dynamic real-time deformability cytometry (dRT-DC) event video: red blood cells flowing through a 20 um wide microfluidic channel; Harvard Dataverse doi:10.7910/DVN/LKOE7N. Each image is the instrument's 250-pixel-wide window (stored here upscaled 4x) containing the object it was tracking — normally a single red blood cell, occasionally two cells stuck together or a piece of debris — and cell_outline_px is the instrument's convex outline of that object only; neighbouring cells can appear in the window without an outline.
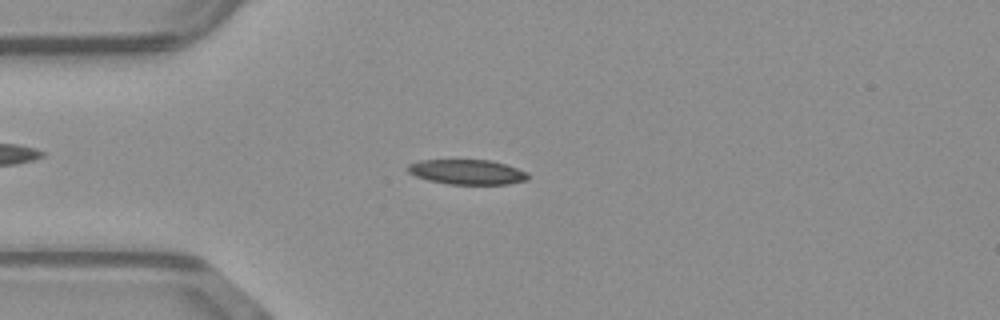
{"species": "common noctule bat (a hibernating species)", "species_latin": "Nyctalus noctula", "temperature_condition": "warm", "stored_images_in_passage": 44, "camera_frame_rate_fps": 3000, "um_per_image_px": 0.085, "animal": {"sex": "male", "body_mass_g": 23.1, "forearm_length_mm": 52.7}, "frame": {"image": 1, "passage_image": 13, "time_ms": 4.0, "image_size_px": [1000, 320], "cell_outline_px": [[528, 180], [508, 184], [448, 184], [428, 180], [416, 176], [408, 172], [404, 168], [408, 164], [420, 160], [492, 160], [528, 172]], "centroid_in_image_um": [39.68, 14.62], "position_along_channel_um": 45.3, "area_um2": 17.51}}
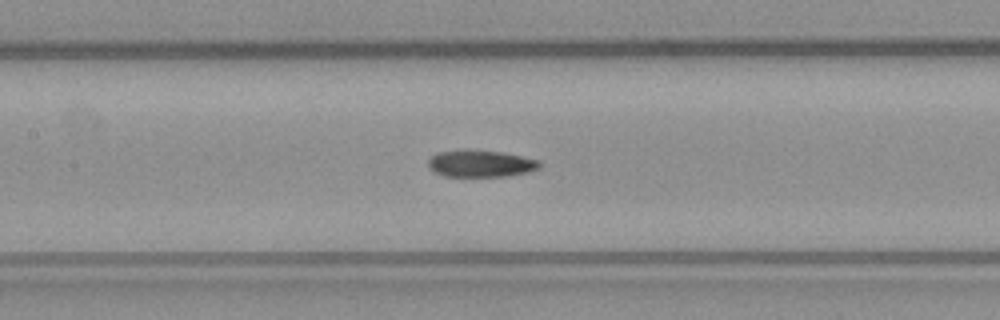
{"frame": {"image": 2, "passage_image": 23, "time_ms": 7.333, "image_size_px": [1000, 320], "cell_outline_px": [[540, 168], [528, 172], [504, 176], [444, 176], [428, 168], [428, 160], [436, 152], [464, 148], [504, 152], [540, 160]], "centroid_in_image_um": [40.83, 13.87], "position_along_channel_um": 166.6, "area_um2": 17.8}}
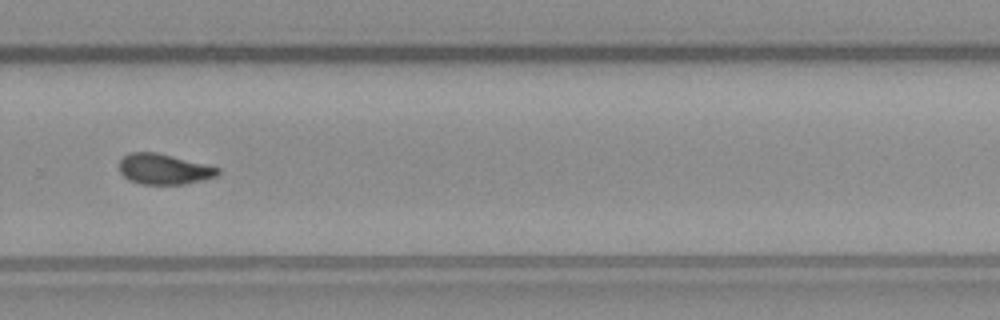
{"frame": {"image": 3, "passage_image": 34, "time_ms": 11.0, "image_size_px": [1000, 320], "cell_outline_px": [[220, 172], [216, 176], [204, 180], [184, 184], [140, 184], [128, 180], [120, 172], [120, 160], [128, 152], [156, 152], [220, 168]], "centroid_in_image_um": [13.91, 14.38], "position_along_channel_um": 315.9, "area_um2": 17.46}, "authors_computed_cell_mechanics": {"area_um2": 18.0047, "velocity_mm_per_s": 4.0878, "shape_relaxation_time_tau1_ms": null, "shape_relaxation_time_tau2_ms": 5.6698, "deformation_change_tau1": null, "deformation_change_tau2": 0.1019}}